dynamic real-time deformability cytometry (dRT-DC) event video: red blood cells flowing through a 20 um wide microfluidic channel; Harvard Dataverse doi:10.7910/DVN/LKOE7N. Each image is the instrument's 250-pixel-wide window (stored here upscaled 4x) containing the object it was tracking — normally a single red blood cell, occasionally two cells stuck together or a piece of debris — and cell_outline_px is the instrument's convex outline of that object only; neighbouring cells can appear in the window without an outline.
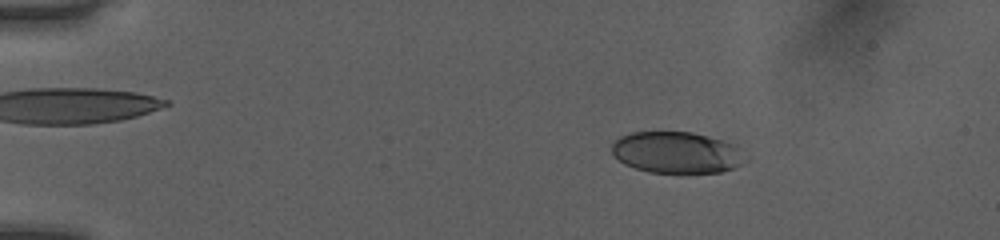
{"species": "human", "species_latin": "Homo sapiens", "temperature_condition": "room temperature", "stored_images_in_passage": 51, "camera_frame_rate_fps": 3000, "um_per_image_px": 0.085, "donor": {"sex": "female"}, "frame": {"image": 1, "passage_image": 9, "time_ms": 2.667, "image_size_px": [1000, 240], "cell_outline_px": [[740, 164], [732, 168], [720, 172], [648, 172], [624, 164], [612, 152], [612, 144], [620, 136], [632, 132], [692, 132], [708, 136], [736, 144]], "centroid_in_image_um": [57.42, 12.94], "position_along_channel_um": 27.6, "area_um2": 31.44}}
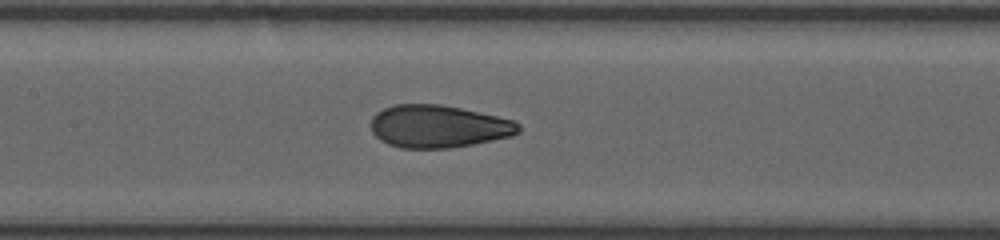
{"frame": {"image": 2, "passage_image": 26, "time_ms": 8.333, "image_size_px": [1000, 240], "cell_outline_px": [[520, 132], [512, 136], [452, 148], [400, 148], [388, 144], [380, 140], [372, 132], [372, 116], [376, 112], [392, 104], [440, 104], [460, 108], [496, 116], [512, 120], [520, 124]], "centroid_in_image_um": [37.24, 10.74], "position_along_channel_um": 170.2, "area_um2": 36.65}}
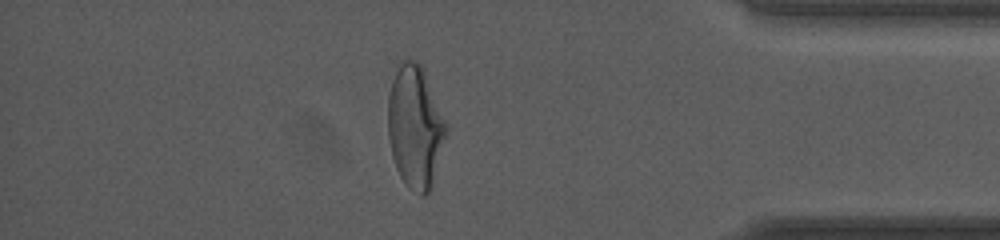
{"frame": {"image": 3, "passage_image": 45, "time_ms": 14.667, "image_size_px": [1000, 240], "cell_outline_px": [[448, 128], [432, 188], [424, 196], [420, 196], [408, 188], [404, 184], [396, 168], [392, 156], [388, 136], [388, 96], [392, 80], [400, 64], [404, 60], [416, 60], [420, 64], [424, 72], [448, 124]], "centroid_in_image_um": [35.3, 10.84], "position_along_channel_um": 399.9, "area_um2": 41.67}, "authors_computed_cell_mechanics": {"area_um2": 36.3562, "velocity_mm_per_s": 4.0483, "shape_relaxation_time_tau1_ms": 4.5122, "shape_relaxation_time_tau2_ms": 0.8006, "deformation_change_tau1": 0.1714, "deformation_change_tau2": 0.0664}}